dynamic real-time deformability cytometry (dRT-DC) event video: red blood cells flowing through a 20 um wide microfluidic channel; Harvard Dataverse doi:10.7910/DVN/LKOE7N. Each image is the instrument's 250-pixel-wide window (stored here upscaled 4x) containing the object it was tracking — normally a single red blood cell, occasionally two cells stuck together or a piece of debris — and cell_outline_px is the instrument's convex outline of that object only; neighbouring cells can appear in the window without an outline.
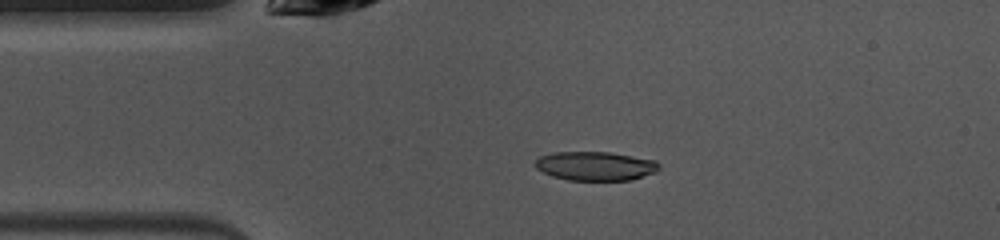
{"species": "common noctule bat (a hibernating species)", "species_latin": "Nyctalus noctula", "temperature_condition": "warm", "stored_images_in_passage": 40, "camera_frame_rate_fps": 3000, "um_per_image_px": 0.085, "animal": {"sex": "female", "body_mass_g": 10.0, "forearm_length_mm": 53.1}, "frame": {"image": 1, "passage_image": 1, "time_ms": 0.0, "image_size_px": [1000, 240], "cell_outline_px": [[660, 168], [656, 172], [632, 180], [568, 180], [552, 176], [536, 168], [536, 160], [540, 156], [552, 152], [612, 152], [656, 160], [660, 164]], "centroid_in_image_um": [50.65, 14.11], "position_along_channel_um": 34.3, "area_um2": 21.04}}
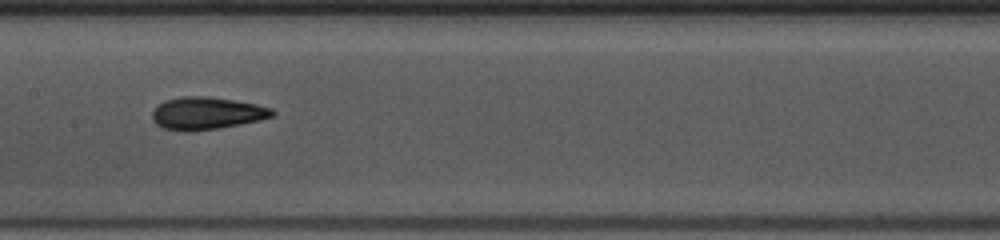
{"frame": {"image": 2, "passage_image": 14, "time_ms": 4.333, "image_size_px": [1000, 240], "cell_outline_px": [[276, 112], [272, 116], [260, 120], [240, 124], [192, 132], [184, 132], [164, 128], [156, 124], [152, 120], [152, 112], [164, 100], [184, 96], [208, 96], [256, 104], [272, 108]], "centroid_in_image_um": [17.55, 9.63], "position_along_channel_um": 189.8, "area_um2": 22.66}}
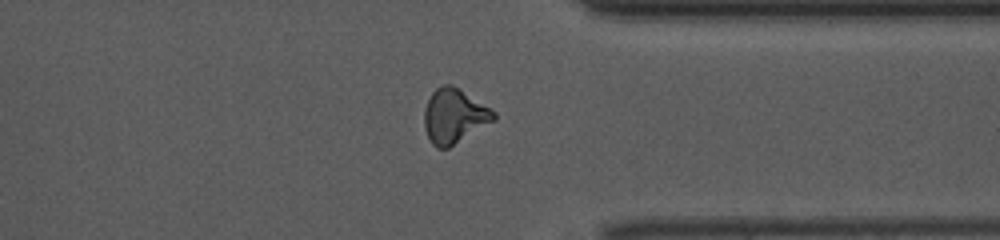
{"frame": {"image": 3, "passage_image": 28, "time_ms": 9.0, "image_size_px": [1000, 240], "cell_outline_px": [[496, 120], [448, 148], [436, 148], [432, 144], [424, 128], [424, 112], [428, 100], [432, 92], [436, 88], [444, 84], [452, 84], [496, 112]], "centroid_in_image_um": [38.6, 9.87], "position_along_channel_um": 372.8, "area_um2": 21.96}, "authors_computed_cell_mechanics": {"area_um2": 21.5594, "velocity_mm_per_s": 4.0358, "shape_relaxation_time_tau1_ms": 5.059, "shape_relaxation_time_tau2_ms": 2.779, "deformation_change_tau1": 0.1968, "deformation_change_tau2": 0.0892}}